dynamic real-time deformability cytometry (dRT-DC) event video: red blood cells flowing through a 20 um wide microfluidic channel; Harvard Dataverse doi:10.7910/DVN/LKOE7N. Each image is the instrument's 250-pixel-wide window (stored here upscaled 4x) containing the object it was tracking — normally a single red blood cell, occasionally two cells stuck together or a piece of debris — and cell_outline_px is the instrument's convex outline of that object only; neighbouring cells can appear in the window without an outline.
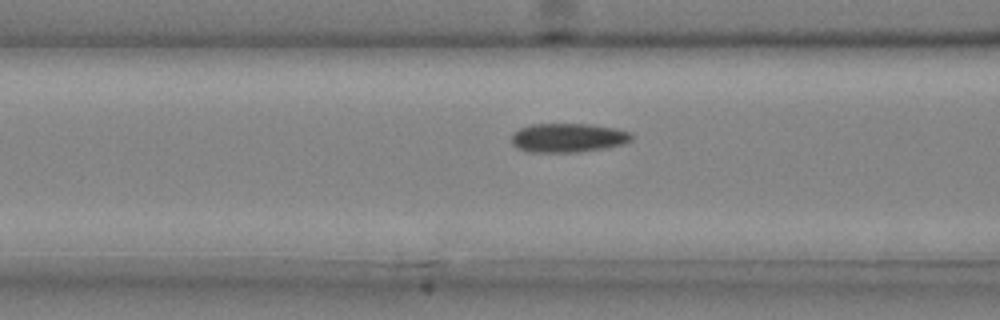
{"species": "common noctule bat (a hibernating species)", "species_latin": "Nyctalus noctula", "temperature_condition": "cold", "stored_images_in_passage": 40, "camera_frame_rate_fps": 3000, "um_per_image_px": 0.085, "animal": {"sex": "male", "body_mass_g": 20.4}, "frame": {"image": 1, "passage_image": 17, "time_ms": 5.333, "image_size_px": [1000, 320], "cell_outline_px": [[636, 136], [632, 140], [624, 144], [608, 148], [576, 152], [528, 152], [516, 148], [512, 144], [512, 132], [520, 128], [532, 124], [588, 124], [616, 128], [628, 132]], "centroid_in_image_um": [48.3, 11.72], "position_along_channel_um": 118.3, "area_um2": 20.58}}
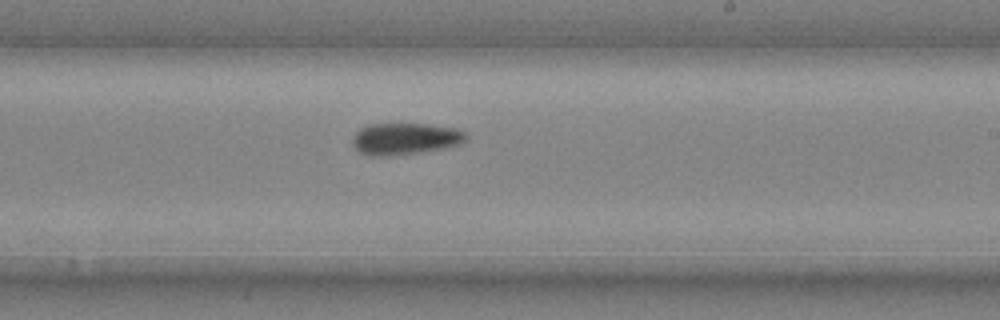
{"frame": {"image": 2, "passage_image": 26, "time_ms": 8.333, "image_size_px": [1000, 320], "cell_outline_px": [[468, 140], [460, 144], [444, 148], [416, 152], [376, 156], [372, 156], [360, 152], [352, 144], [352, 136], [360, 128], [368, 124], [428, 124], [460, 128], [468, 132]], "centroid_in_image_um": [34.49, 11.76], "position_along_channel_um": 254.5, "area_um2": 21.04}}
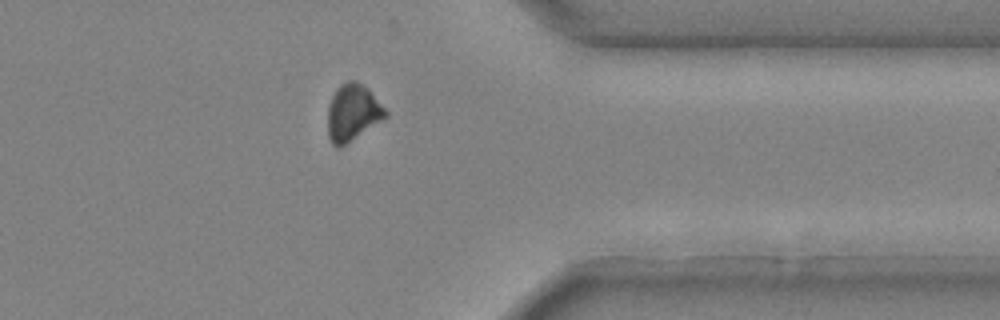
{"frame": {"image": 3, "passage_image": 35, "time_ms": 11.333, "image_size_px": [1000, 320], "cell_outline_px": [[388, 116], [340, 148], [336, 148], [332, 144], [328, 136], [328, 104], [336, 88], [340, 84], [348, 80], [356, 80], [364, 84], [368, 88], [388, 112]], "centroid_in_image_um": [29.97, 9.55], "position_along_channel_um": 381.4, "area_um2": 19.25}}